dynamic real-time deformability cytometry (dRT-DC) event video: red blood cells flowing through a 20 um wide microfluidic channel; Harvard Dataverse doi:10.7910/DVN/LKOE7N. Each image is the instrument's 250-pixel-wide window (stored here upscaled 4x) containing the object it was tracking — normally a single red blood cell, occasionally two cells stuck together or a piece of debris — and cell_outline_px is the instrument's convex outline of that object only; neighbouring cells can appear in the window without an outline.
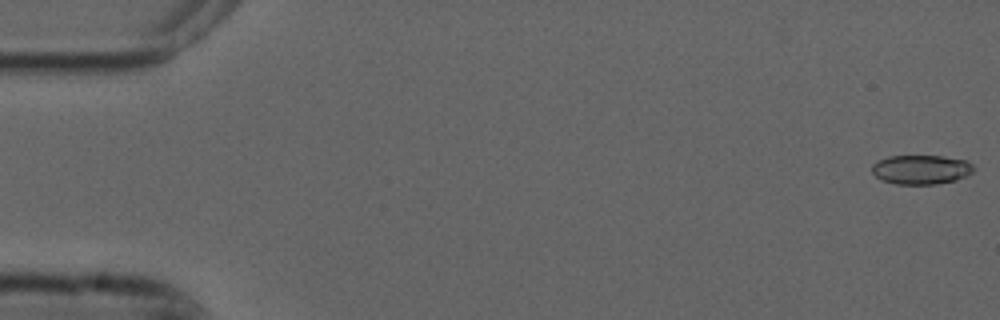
{"species": "common noctule bat (a hibernating species)", "species_latin": "Nyctalus noctula", "temperature_condition": "cold", "stored_images_in_passage": 5, "camera_frame_rate_fps": 3000, "um_per_image_px": 0.085, "animal": {"sex": "male", "forearm_length_mm": 52.5}, "frame": {"image": 1, "passage_image": 1, "time_ms": 0.0, "image_size_px": [1000, 320], "cell_outline_px": [[972, 172], [956, 180], [936, 184], [896, 184], [884, 180], [876, 176], [872, 172], [872, 164], [876, 160], [888, 156], [944, 156], [964, 160], [972, 164]], "centroid_in_image_um": [78.25, 14.4], "position_along_channel_um": 6.7, "area_um2": 17.22}}
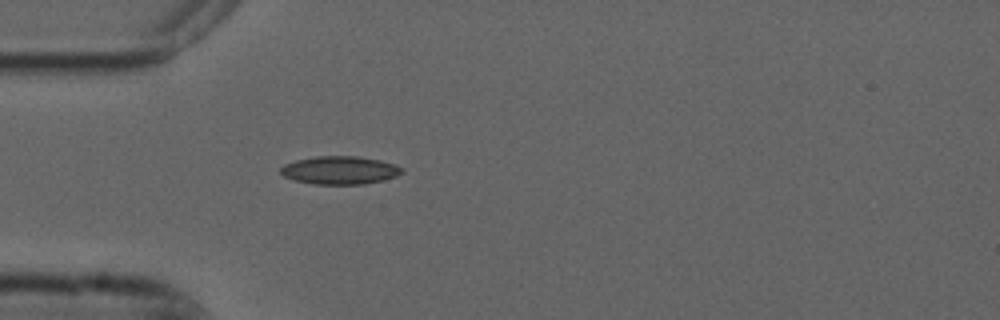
{"frame": {"image": 2, "passage_image": 5, "time_ms": 1.333, "image_size_px": [1000, 320], "cell_outline_px": [[404, 172], [396, 176], [364, 184], [316, 184], [296, 180], [284, 176], [280, 172], [280, 168], [284, 164], [296, 160], [316, 156], [356, 156], [380, 160], [396, 164], [404, 168]], "centroid_in_image_um": [28.91, 14.46], "position_along_channel_um": 56.1, "area_um2": 19.77}}